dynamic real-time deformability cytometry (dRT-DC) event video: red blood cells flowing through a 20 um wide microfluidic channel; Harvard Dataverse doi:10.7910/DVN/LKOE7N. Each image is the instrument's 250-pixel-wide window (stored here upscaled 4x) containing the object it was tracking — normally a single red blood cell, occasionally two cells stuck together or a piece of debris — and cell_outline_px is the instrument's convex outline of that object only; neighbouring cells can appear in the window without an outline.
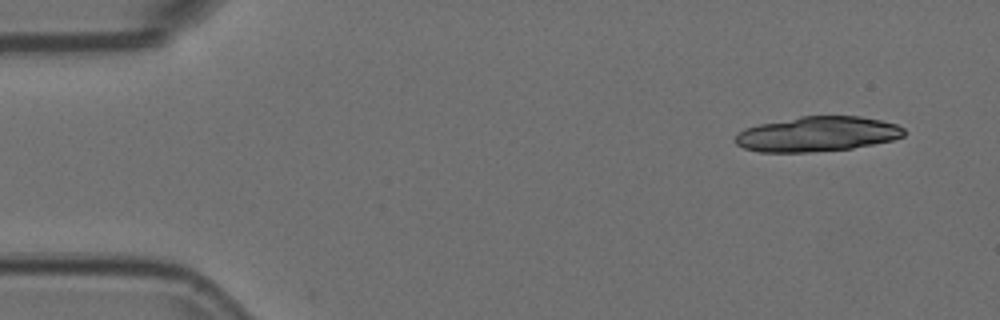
{"species": "Egyptian fruit bat (a non-hibernating species)", "species_latin": "Rousettus aegyptiacus", "temperature_condition": "room temperature", "stored_images_in_passage": 4, "camera_frame_rate_fps": 3000, "um_per_image_px": 0.085, "animal": {"sex": "female"}, "frame": {"image": 1, "passage_image": 1, "time_ms": 0.0, "image_size_px": [1000, 320], "cell_outline_px": [[904, 136], [892, 140], [852, 148], [808, 152], [760, 152], [744, 148], [736, 144], [732, 140], [744, 128], [760, 124], [800, 116], [860, 116], [880, 120], [896, 124], [904, 128]], "centroid_in_image_um": [69.45, 11.39], "position_along_channel_um": 15.6, "area_um2": 34.28}}